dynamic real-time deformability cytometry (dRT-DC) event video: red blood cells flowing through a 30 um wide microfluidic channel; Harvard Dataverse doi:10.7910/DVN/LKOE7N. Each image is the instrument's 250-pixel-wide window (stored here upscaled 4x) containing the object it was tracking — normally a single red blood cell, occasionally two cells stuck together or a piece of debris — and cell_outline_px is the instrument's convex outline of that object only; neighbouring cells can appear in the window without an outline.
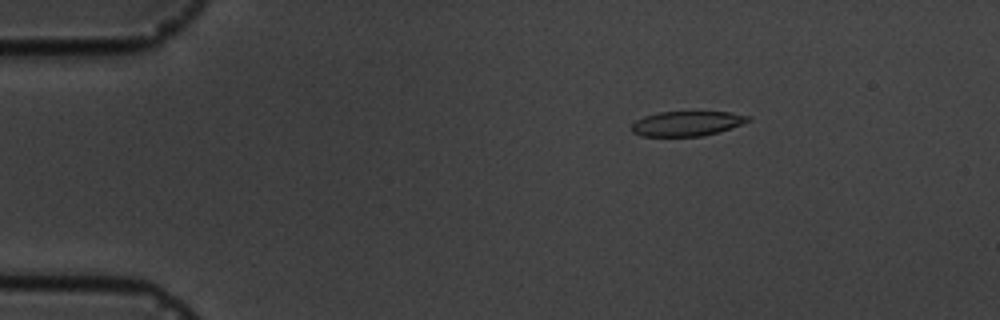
{"species": "common noctule bat (a hibernating species)", "species_latin": "Nyctalus noctula", "temperature_condition": "cold", "stored_images_in_passage": 5, "camera_frame_rate_fps": 3000, "um_per_image_px": 0.085, "animal": {"sex": "male", "body_mass_g": 19.5, "forearm_length_mm": 54.6}, "frame": {"image": 1, "passage_image": 3, "time_ms": 2.333, "image_size_px": [1000, 320], "cell_outline_px": [[752, 120], [716, 132], [700, 136], [644, 136], [632, 132], [632, 124], [636, 120], [644, 116], [660, 112], [728, 112], [752, 116]], "centroid_in_image_um": [58.38, 10.49], "position_along_channel_um": 26.6, "area_um2": 16.59}}